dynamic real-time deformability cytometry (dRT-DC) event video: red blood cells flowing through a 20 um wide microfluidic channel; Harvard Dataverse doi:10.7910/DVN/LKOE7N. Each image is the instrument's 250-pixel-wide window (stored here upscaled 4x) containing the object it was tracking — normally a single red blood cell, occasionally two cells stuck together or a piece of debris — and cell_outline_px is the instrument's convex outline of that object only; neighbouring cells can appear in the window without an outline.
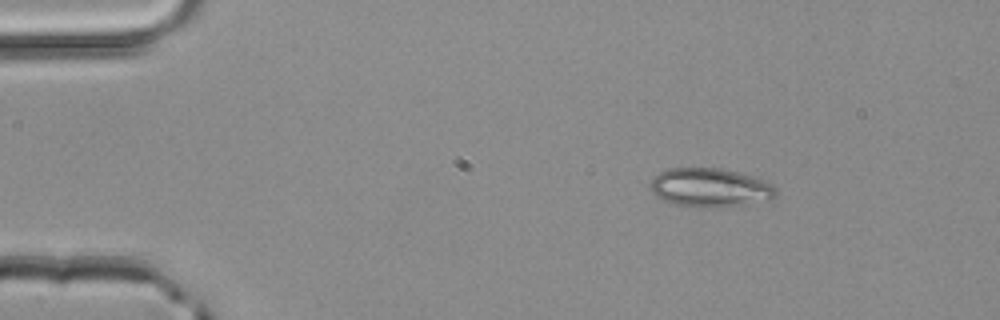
{"species": "common noctule bat (a hibernating species)", "species_latin": "Nyctalus noctula", "temperature_condition": "room temperature", "stored_images_in_passage": 2, "camera_frame_rate_fps": 3000, "um_per_image_px": 0.085, "animal": {"sex": "male", "body_mass_g": 20.4}, "frame": {"image": 1, "passage_image": 1, "time_ms": 0.0, "image_size_px": [1000, 320], "cell_outline_px": [[776, 196], [768, 200], [708, 208], [676, 204], [664, 200], [656, 196], [648, 188], [648, 184], [652, 176], [668, 168], [720, 168], [736, 172], [764, 180], [772, 184], [776, 188]], "centroid_in_image_um": [60.29, 15.93], "position_along_channel_um": 24.7, "area_um2": 28.21}}